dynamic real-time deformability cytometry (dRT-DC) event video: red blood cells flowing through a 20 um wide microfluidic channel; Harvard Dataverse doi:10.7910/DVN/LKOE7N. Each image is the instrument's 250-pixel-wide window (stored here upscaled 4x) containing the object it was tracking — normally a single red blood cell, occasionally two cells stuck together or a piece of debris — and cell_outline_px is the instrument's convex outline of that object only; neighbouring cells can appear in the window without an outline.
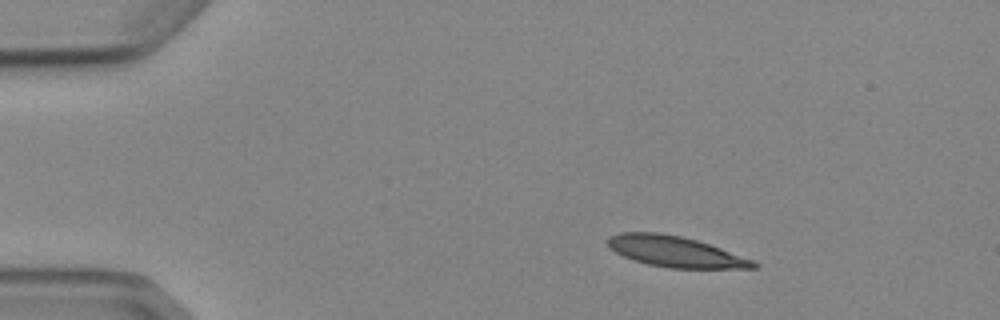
{"species": "Egyptian fruit bat (a non-hibernating species)", "species_latin": "Rousettus aegyptiacus", "temperature_condition": "cold", "stored_images_in_passage": 3, "camera_frame_rate_fps": 3000, "um_per_image_px": 0.085, "animal": {"sex": "female"}, "frame": {"image": 1, "passage_image": 2, "time_ms": 1.0, "image_size_px": [1000, 320], "cell_outline_px": [[760, 264], [756, 268], [668, 268], [648, 264], [632, 260], [616, 252], [608, 244], [608, 236], [620, 232], [660, 232], [680, 236], [696, 240], [756, 260]], "centroid_in_image_um": [57.42, 21.39], "position_along_channel_um": 27.6, "area_um2": 26.13}}